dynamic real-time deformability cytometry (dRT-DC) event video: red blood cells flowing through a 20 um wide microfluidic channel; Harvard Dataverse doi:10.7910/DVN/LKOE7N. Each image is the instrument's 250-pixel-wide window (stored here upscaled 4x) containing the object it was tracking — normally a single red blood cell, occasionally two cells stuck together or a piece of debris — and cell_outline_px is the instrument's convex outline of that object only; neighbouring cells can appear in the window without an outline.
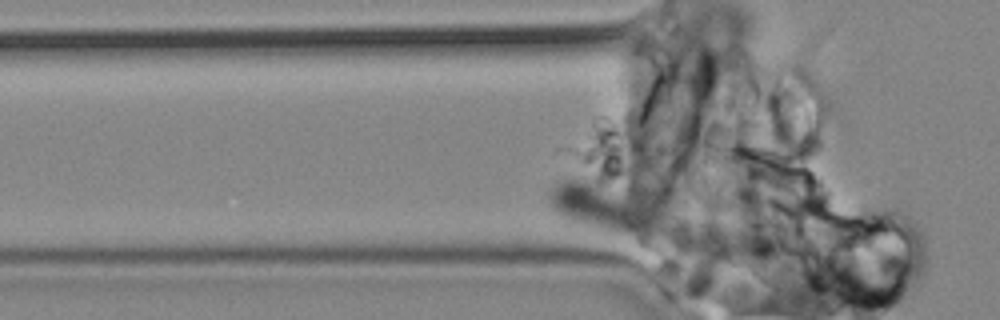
{"species": "common noctule bat (a hibernating species)", "species_latin": "Nyctalus noctula", "temperature_condition": "cold", "stored_images_in_passage": 65, "camera_frame_rate_fps": 3000, "um_per_image_px": 0.085, "animal": {"sex": "male", "body_mass_g": 19.2, "forearm_length_mm": 51.8}, "frame": {"image": 1, "passage_image": 3, "time_ms": 0.667, "image_size_px": [1000, 320], "cell_outline_px": [[656, 240], [636, 240], [572, 220], [560, 216], [548, 204], [548, 192], [556, 184], [564, 180], [580, 176], [588, 176], [608, 188], [652, 228], [656, 236]], "centroid_in_image_um": [50.78, 17.7], "position_along_channel_um": 75.0, "area_um2": 26.88}}
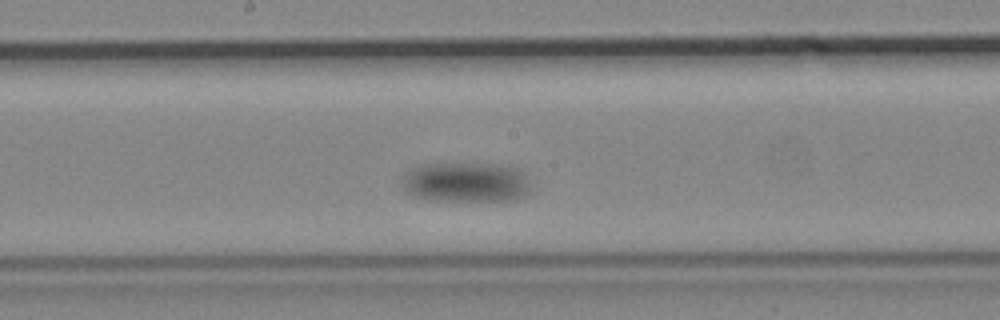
{"frame": {"image": 2, "passage_image": 23, "time_ms": 7.333, "image_size_px": [1000, 320], "cell_outline_px": [[528, 192], [524, 196], [516, 200], [440, 200], [416, 196], [408, 192], [404, 188], [400, 180], [408, 168], [428, 164], [500, 164], [516, 168], [524, 176], [528, 184]], "centroid_in_image_um": [39.57, 15.48], "position_along_channel_um": 208.6, "area_um2": 29.54}}
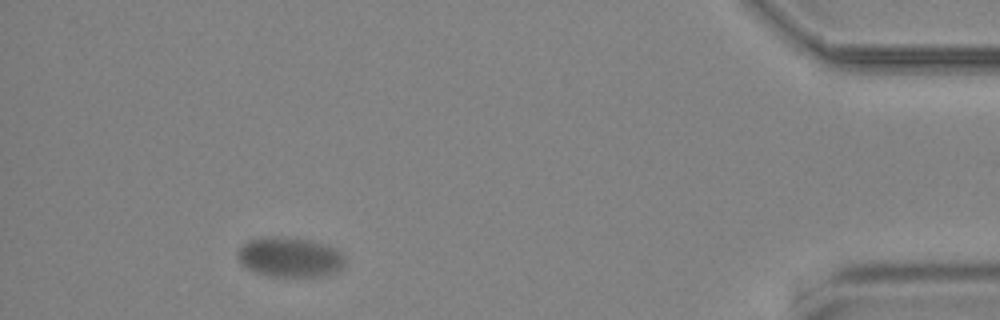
{"frame": {"image": 3, "passage_image": 58, "time_ms": 19.0, "image_size_px": [1000, 320], "cell_outline_px": [[344, 264], [336, 272], [328, 276], [272, 276], [256, 272], [240, 264], [236, 256], [236, 252], [240, 244], [248, 240], [276, 236], [308, 240], [324, 244], [340, 252], [344, 256]], "centroid_in_image_um": [24.59, 21.86], "position_along_channel_um": 410.6, "area_um2": 24.85}}